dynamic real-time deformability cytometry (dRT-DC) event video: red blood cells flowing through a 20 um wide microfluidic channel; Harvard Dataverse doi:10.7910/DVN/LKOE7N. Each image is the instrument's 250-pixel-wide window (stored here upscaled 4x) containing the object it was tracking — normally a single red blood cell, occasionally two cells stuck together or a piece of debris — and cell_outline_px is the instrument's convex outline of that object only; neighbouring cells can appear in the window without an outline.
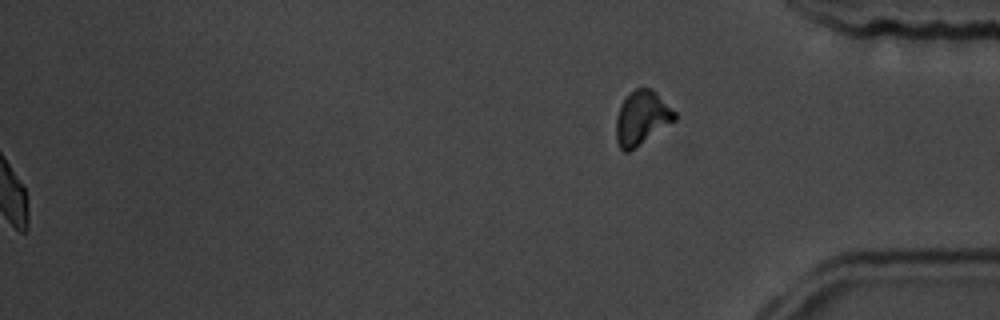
{"species": "common noctule bat (a hibernating species)", "species_latin": "Nyctalus noctula", "temperature_condition": "room temperature", "stored_images_in_passage": 45, "segment_of_instrument_passage": [2, 2], "camera_frame_rate_fps": 3000, "um_per_image_px": 0.085, "animal": {"sex": "male", "body_mass_g": 19.5, "forearm_length_mm": 54.6}, "frame": {"image": 1, "passage_image": 45, "time_ms": 14.667, "image_size_px": [1000, 320], "cell_outline_px": [[676, 120], [628, 152], [624, 152], [620, 148], [616, 140], [616, 116], [620, 104], [636, 88], [652, 88], [676, 112]], "centroid_in_image_um": [54.54, 10.02], "position_along_channel_um": 380.7, "area_um2": 18.26}}